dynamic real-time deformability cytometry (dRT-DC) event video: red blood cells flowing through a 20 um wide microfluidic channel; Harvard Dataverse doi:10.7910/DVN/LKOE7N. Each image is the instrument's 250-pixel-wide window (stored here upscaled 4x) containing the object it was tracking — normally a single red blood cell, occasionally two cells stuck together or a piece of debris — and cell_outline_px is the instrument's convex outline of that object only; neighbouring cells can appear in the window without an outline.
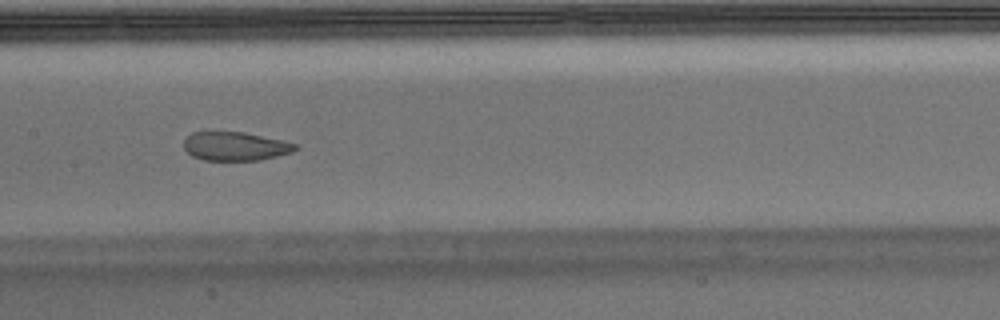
{"species": "Egyptian fruit bat (a non-hibernating species)", "species_latin": "Rousettus aegyptiacus", "temperature_condition": "warm", "stored_images_in_passage": 51, "camera_frame_rate_fps": 3000, "um_per_image_px": 0.085, "animal": {"sex": "male"}, "frame": {"image": 1, "passage_image": 25, "time_ms": 8.0, "image_size_px": [1000, 320], "cell_outline_px": [[300, 148], [292, 152], [260, 160], [204, 160], [192, 156], [184, 148], [184, 140], [192, 132], [244, 132], [284, 140], [296, 144]], "centroid_in_image_um": [20.03, 12.43], "position_along_channel_um": 187.4, "area_um2": 18.67}}
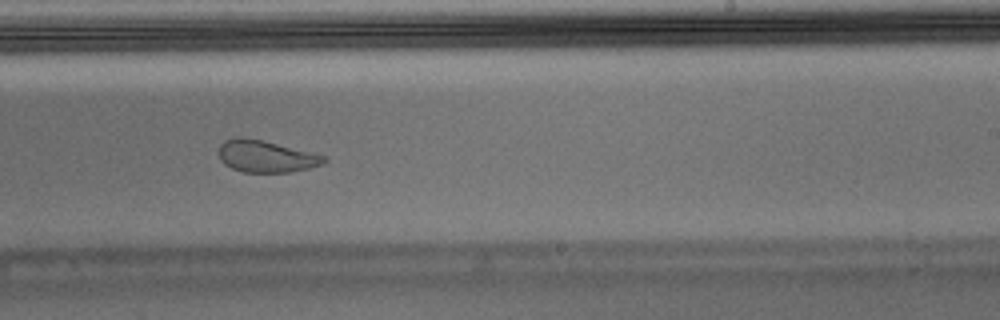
{"frame": {"image": 2, "passage_image": 31, "time_ms": 10.0, "image_size_px": [1000, 320], "cell_outline_px": [[328, 160], [324, 164], [308, 168], [288, 172], [244, 172], [232, 168], [224, 164], [220, 160], [220, 144], [224, 140], [236, 136], [240, 136], [264, 140], [328, 156]], "centroid_in_image_um": [22.63, 13.27], "position_along_channel_um": 266.4, "area_um2": 19.77}}
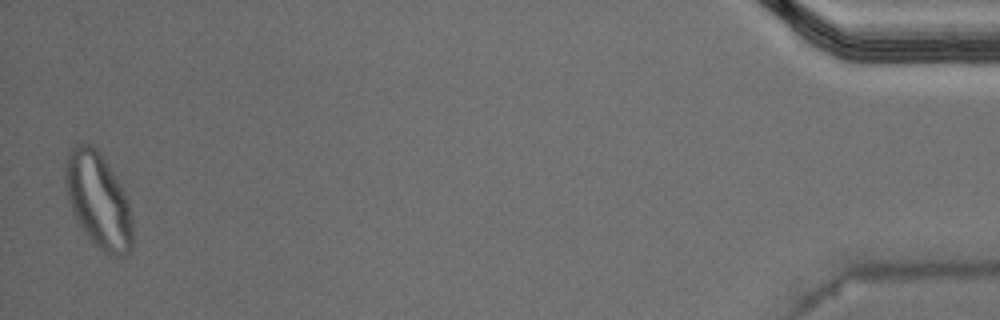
{"frame": {"image": 3, "passage_image": 50, "time_ms": 16.333, "image_size_px": [1000, 320], "cell_outline_px": [[132, 248], [128, 252], [120, 256], [108, 256], [88, 236], [80, 224], [68, 200], [64, 176], [64, 168], [68, 152], [76, 144], [92, 144], [100, 152], [120, 184], [128, 200], [132, 224]], "centroid_in_image_um": [8.35, 17.01], "position_along_channel_um": 426.8, "area_um2": 36.88}, "authors_computed_cell_mechanics": {"area_um2": 21.9062, "velocity_mm_per_s": 3.9624, "shape_relaxation_time_tau1_ms": null, "shape_relaxation_time_tau2_ms": 1.0235, "deformation_change_tau1": null, "deformation_change_tau2": 0.0614}}